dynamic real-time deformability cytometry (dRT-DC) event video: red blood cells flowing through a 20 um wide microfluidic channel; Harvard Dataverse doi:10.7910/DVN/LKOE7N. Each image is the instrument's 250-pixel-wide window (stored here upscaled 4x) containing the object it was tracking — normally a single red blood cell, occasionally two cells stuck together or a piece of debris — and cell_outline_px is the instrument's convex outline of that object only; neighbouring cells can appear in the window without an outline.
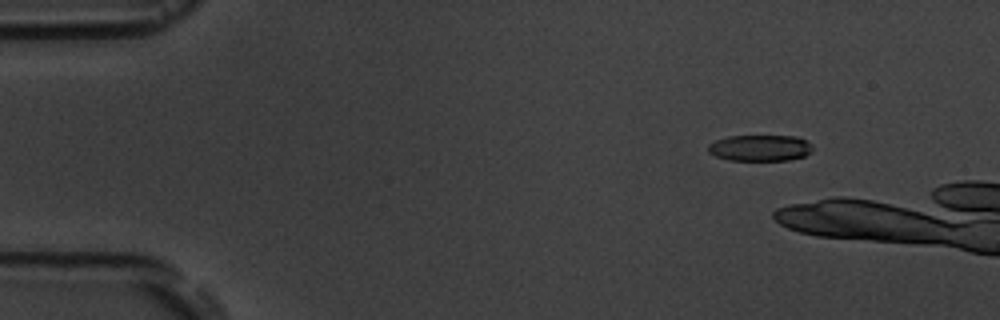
{"species": "common noctule bat (a hibernating species)", "species_latin": "Nyctalus noctula", "temperature_condition": "room temperature", "stored_images_in_passage": 5, "camera_frame_rate_fps": 3000, "um_per_image_px": 0.085, "animal": {"sex": "male", "body_mass_g": 19.5, "forearm_length_mm": 54.6}, "frame": {"image": 1, "passage_image": 3, "time_ms": 2.333, "image_size_px": [1000, 320], "cell_outline_px": [[812, 152], [804, 156], [788, 160], [728, 160], [716, 156], [708, 152], [708, 144], [716, 140], [728, 136], [796, 136], [812, 144]], "centroid_in_image_um": [64.6, 12.57], "position_along_channel_um": 20.4, "area_um2": 15.95}}